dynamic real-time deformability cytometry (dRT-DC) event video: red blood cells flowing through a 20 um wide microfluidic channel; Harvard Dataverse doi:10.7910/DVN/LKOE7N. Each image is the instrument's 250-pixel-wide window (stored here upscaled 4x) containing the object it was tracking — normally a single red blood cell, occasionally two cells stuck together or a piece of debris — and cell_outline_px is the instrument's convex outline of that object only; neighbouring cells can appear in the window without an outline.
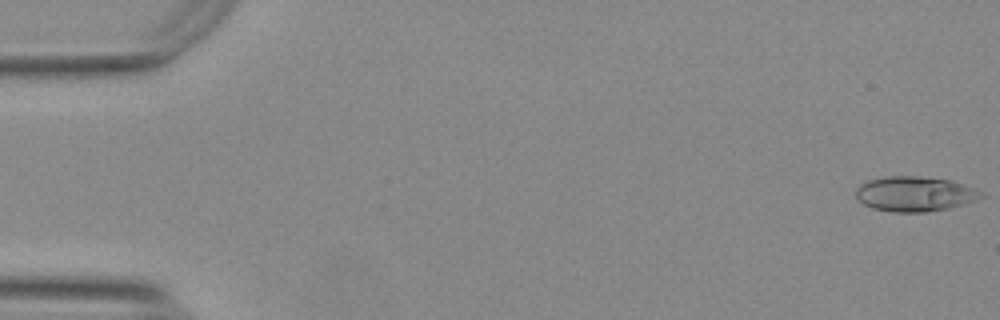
{"species": "Egyptian fruit bat (a non-hibernating species)", "species_latin": "Rousettus aegyptiacus", "temperature_condition": "warm", "stored_images_in_passage": 43, "camera_frame_rate_fps": 3000, "um_per_image_px": 0.085, "animal": {"sex": "female"}, "frame": {"image": 1, "passage_image": 1, "time_ms": 0.0, "image_size_px": [1000, 320], "cell_outline_px": [[976, 200], [948, 208], [924, 212], [892, 212], [872, 208], [864, 204], [856, 196], [856, 188], [860, 184], [868, 180], [884, 176], [920, 176], [952, 180], [964, 184], [972, 188]], "centroid_in_image_um": [77.62, 16.47], "position_along_channel_um": 7.4, "area_um2": 24.97}}
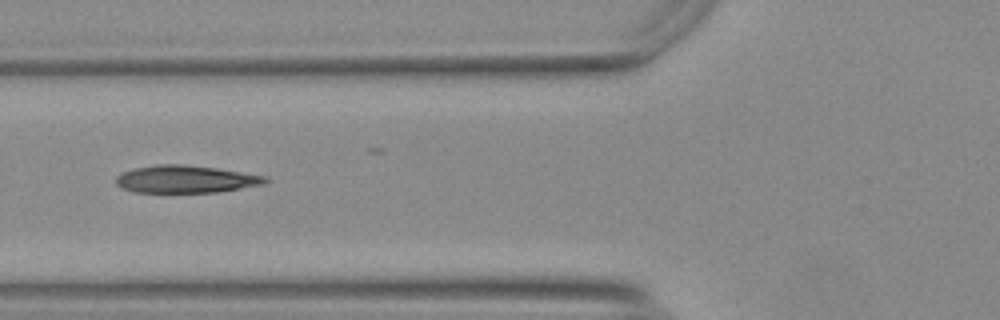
{"frame": {"image": 2, "passage_image": 21, "time_ms": 6.667, "image_size_px": [1000, 320], "cell_outline_px": [[268, 180], [264, 184], [216, 192], [136, 192], [120, 188], [116, 184], [116, 176], [120, 172], [132, 168], [156, 164], [184, 164], [216, 168], [268, 176]], "centroid_in_image_um": [15.73, 15.22], "position_along_channel_um": 110.1, "area_um2": 24.04}}
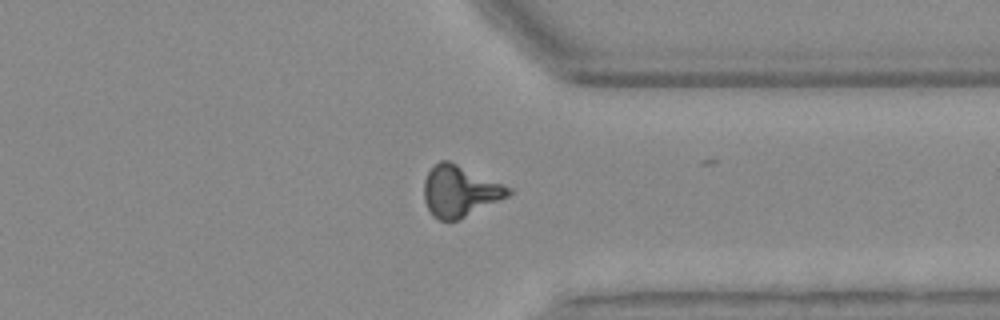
{"frame": {"image": 3, "passage_image": 42, "time_ms": 13.667, "image_size_px": [1000, 320], "cell_outline_px": [[512, 192], [508, 196], [456, 220], [440, 220], [432, 216], [424, 200], [424, 180], [428, 172], [440, 160], [448, 160], [512, 188]], "centroid_in_image_um": [39.05, 16.24], "position_along_channel_um": 372.3, "area_um2": 24.62}, "authors_computed_cell_mechanics": {"area_um2": 24.1026, "velocity_mm_per_s": 3.777, "shape_relaxation_time_tau1_ms": 7.7701, "shape_relaxation_time_tau2_ms": 2.132, "deformation_change_tau1": 0.2374, "deformation_change_tau2": 0.1117}}